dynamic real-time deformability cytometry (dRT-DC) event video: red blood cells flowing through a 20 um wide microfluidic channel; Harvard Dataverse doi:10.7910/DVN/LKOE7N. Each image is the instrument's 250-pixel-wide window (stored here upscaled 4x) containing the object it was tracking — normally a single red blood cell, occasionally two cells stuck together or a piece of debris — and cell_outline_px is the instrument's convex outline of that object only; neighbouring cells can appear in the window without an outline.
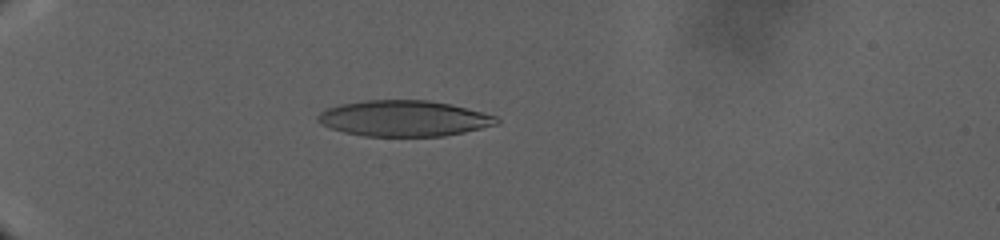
{"species": "human", "species_latin": "Homo sapiens", "temperature_condition": "warm", "stored_images_in_passage": 132, "camera_frame_rate_fps": 3000, "um_per_image_px": 0.085, "donor": {"sex": "male"}, "frame": {"image": 1, "passage_image": 53, "time_ms": 15.333, "image_size_px": [1000, 240], "cell_outline_px": [[500, 124], [464, 132], [444, 136], [364, 136], [344, 132], [332, 128], [316, 120], [316, 116], [320, 112], [328, 108], [340, 104], [364, 100], [428, 100], [452, 104], [496, 116], [500, 120]], "centroid_in_image_um": [34.36, 10.06], "position_along_channel_um": 50.6, "area_um2": 37.4}}
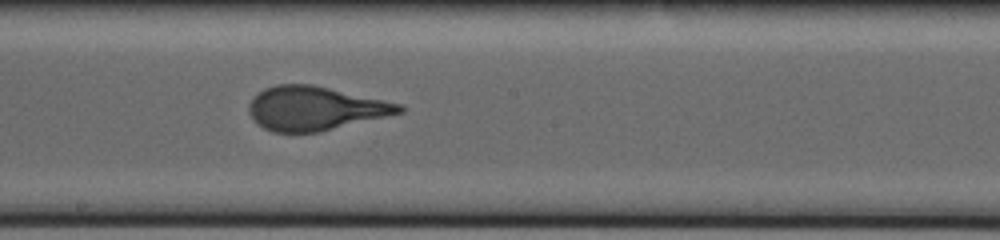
{"frame": {"image": 2, "passage_image": 84, "time_ms": 28.667, "image_size_px": [1000, 240], "cell_outline_px": [[404, 112], [320, 132], [272, 132], [256, 124], [252, 120], [248, 112], [248, 104], [252, 96], [264, 88], [276, 84], [312, 84], [404, 104]], "centroid_in_image_um": [26.75, 9.21], "position_along_channel_um": 221.5, "area_um2": 38.84}}
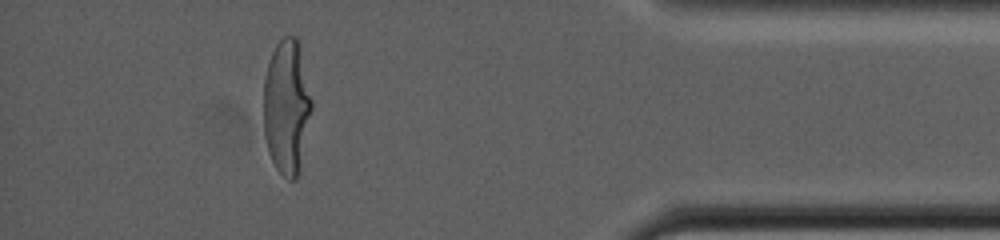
{"frame": {"image": 3, "passage_image": 121, "time_ms": 42.333, "image_size_px": [1000, 240], "cell_outline_px": [[312, 108], [300, 164], [296, 180], [288, 180], [276, 168], [268, 152], [264, 136], [264, 76], [272, 52], [276, 44], [284, 36], [296, 36], [300, 40], [312, 100]], "centroid_in_image_um": [24.37, 9.02], "position_along_channel_um": 410.8, "area_um2": 37.97}}